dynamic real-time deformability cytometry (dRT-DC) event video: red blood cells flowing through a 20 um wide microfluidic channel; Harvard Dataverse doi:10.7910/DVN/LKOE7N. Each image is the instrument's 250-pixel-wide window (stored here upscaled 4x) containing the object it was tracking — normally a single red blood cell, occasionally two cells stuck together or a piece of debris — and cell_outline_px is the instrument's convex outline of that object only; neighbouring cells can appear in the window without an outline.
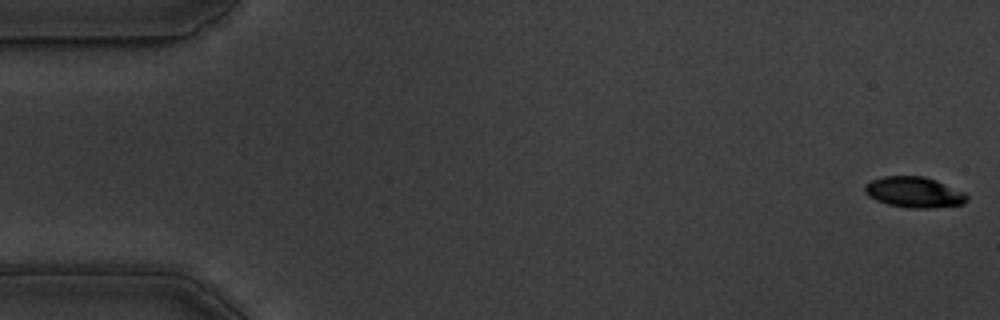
{"species": "common noctule bat (a hibernating species)", "species_latin": "Nyctalus noctula", "temperature_condition": "warm", "stored_images_in_passage": 55, "camera_frame_rate_fps": 3000, "um_per_image_px": 0.085, "animal": {"sex": "male", "body_mass_g": 19.5, "forearm_length_mm": 54.6}, "frame": {"image": 1, "passage_image": 1, "time_ms": 0.0, "image_size_px": [1000, 320], "cell_outline_px": [[968, 196], [964, 204], [932, 208], [912, 208], [888, 204], [876, 200], [868, 196], [864, 192], [864, 188], [872, 180], [884, 176], [924, 176], [936, 180], [964, 192]], "centroid_in_image_um": [77.71, 16.34], "position_along_channel_um": 7.3, "area_um2": 18.15}}
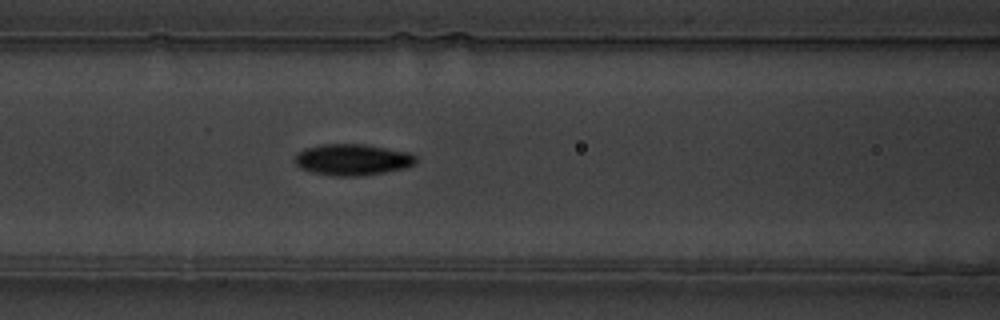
{"frame": {"image": 2, "passage_image": 23, "time_ms": 7.333, "image_size_px": [1000, 320], "cell_outline_px": [[416, 164], [408, 168], [360, 176], [332, 176], [312, 172], [300, 168], [296, 164], [296, 152], [304, 148], [320, 144], [364, 144], [408, 152], [416, 156]], "centroid_in_image_um": [29.96, 13.57], "position_along_channel_um": 136.6, "area_um2": 22.25}}
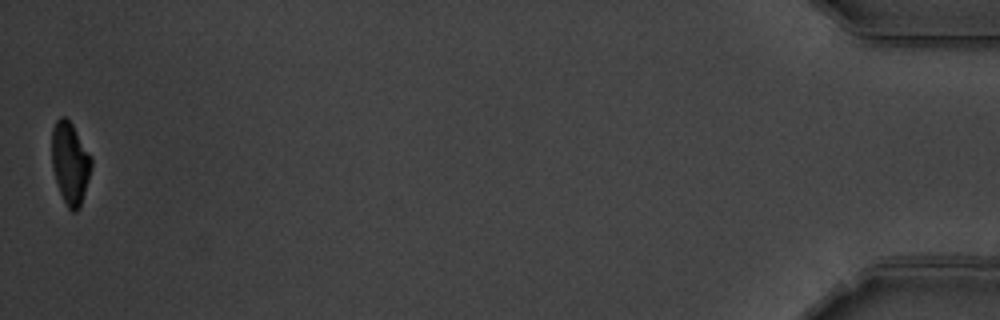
{"frame": {"image": 3, "passage_image": 55, "time_ms": 18.0, "image_size_px": [1000, 320], "cell_outline_px": [[92, 168], [80, 208], [76, 212], [72, 212], [68, 208], [60, 192], [52, 168], [52, 128], [56, 120], [60, 116], [64, 116], [72, 124], [92, 156]], "centroid_in_image_um": [5.97, 13.86], "position_along_channel_um": 429.2, "area_um2": 19.02}, "authors_computed_cell_mechanics": {"area_um2": 20.519, "velocity_mm_per_s": 3.6569, "shape_relaxation_time_tau1_ms": 2.6034, "shape_relaxation_time_tau2_ms": 2.9633, "deformation_change_tau1": 0.146, "deformation_change_tau2": 0.078}}